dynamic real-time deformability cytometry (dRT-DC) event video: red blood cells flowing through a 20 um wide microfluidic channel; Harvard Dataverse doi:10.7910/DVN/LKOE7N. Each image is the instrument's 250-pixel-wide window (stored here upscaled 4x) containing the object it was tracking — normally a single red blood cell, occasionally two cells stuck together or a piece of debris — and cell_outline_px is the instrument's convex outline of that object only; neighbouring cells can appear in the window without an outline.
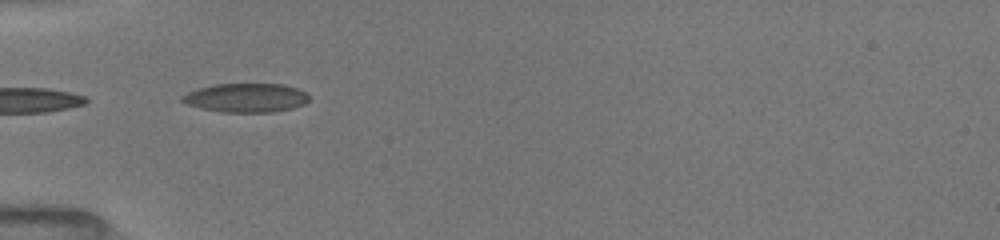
{"species": "common noctule bat (a hibernating species)", "species_latin": "Nyctalus noctula", "temperature_condition": "room temperature", "stored_images_in_passage": 21, "camera_frame_rate_fps": 3000, "um_per_image_px": 0.085, "animal": {"sex": "female", "body_mass_g": 19.5, "forearm_length_mm": 54.1}, "frame": {"image": 1, "passage_image": 1, "time_ms": 0.0, "image_size_px": [1000, 240], "cell_outline_px": [[308, 100], [304, 104], [292, 108], [272, 112], [220, 112], [188, 104], [180, 100], [180, 96], [188, 92], [212, 84], [284, 84], [308, 92]], "centroid_in_image_um": [20.93, 8.3], "position_along_channel_um": 64.1, "area_um2": 21.33}}
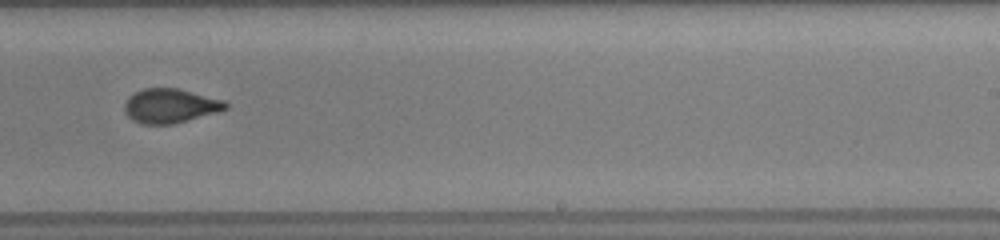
{"frame": {"image": 2, "passage_image": 15, "time_ms": 5.333, "image_size_px": [1000, 240], "cell_outline_px": [[228, 108], [216, 112], [172, 124], [140, 124], [132, 120], [124, 112], [124, 104], [128, 96], [132, 92], [144, 88], [176, 88], [224, 100], [228, 104]], "centroid_in_image_um": [14.41, 8.99], "position_along_channel_um": 274.6, "area_um2": 20.17}}